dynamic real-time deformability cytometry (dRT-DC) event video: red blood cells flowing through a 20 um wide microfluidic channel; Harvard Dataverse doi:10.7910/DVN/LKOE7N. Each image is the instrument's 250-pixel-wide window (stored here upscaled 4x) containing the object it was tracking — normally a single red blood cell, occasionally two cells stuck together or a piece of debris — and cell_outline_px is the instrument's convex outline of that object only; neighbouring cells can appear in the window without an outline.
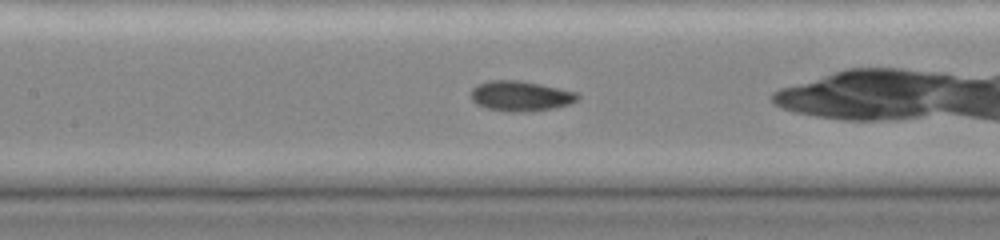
{"species": "common noctule bat (a hibernating species)", "species_latin": "Nyctalus noctula", "temperature_condition": "cold", "stored_images_in_passage": 45, "camera_frame_rate_fps": 3000, "um_per_image_px": 0.085, "animal": {"sex": "female", "body_mass_g": 19.0, "forearm_length_mm": 51.5}, "frame": {"image": 1, "passage_image": 18, "time_ms": 5.667, "image_size_px": [1000, 240], "cell_outline_px": [[580, 96], [576, 100], [568, 104], [552, 108], [524, 112], [512, 112], [488, 108], [476, 104], [472, 100], [472, 88], [476, 84], [488, 80], [520, 80], [540, 84], [576, 92]], "centroid_in_image_um": [44.21, 8.15], "position_along_channel_um": 163.2, "area_um2": 18.61}}
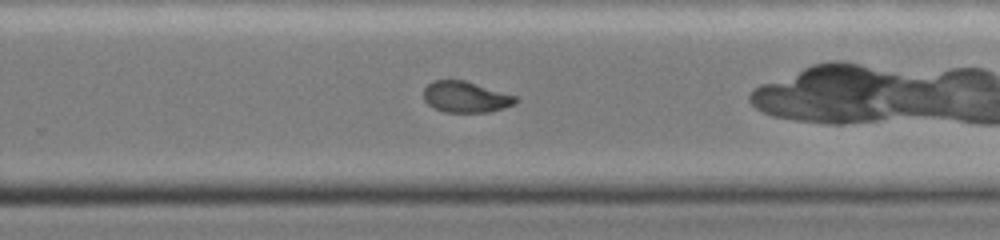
{"frame": {"image": 2, "passage_image": 28, "time_ms": 9.0, "image_size_px": [1000, 240], "cell_outline_px": [[520, 100], [504, 108], [488, 112], [444, 112], [428, 104], [424, 100], [424, 88], [432, 80], [464, 80], [516, 96]], "centroid_in_image_um": [39.57, 8.24], "position_along_channel_um": 290.2, "area_um2": 16.53}}
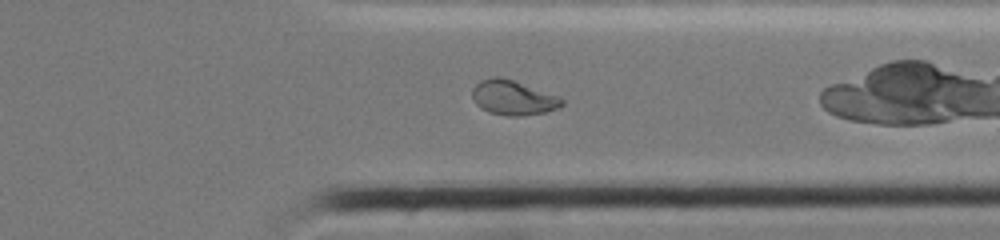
{"frame": {"image": 3, "passage_image": 34, "time_ms": 11.0, "image_size_px": [1000, 240], "cell_outline_px": [[564, 104], [560, 108], [544, 112], [520, 116], [508, 116], [488, 112], [480, 108], [476, 104], [472, 96], [472, 88], [480, 80], [492, 76], [500, 76], [560, 96], [564, 100]], "centroid_in_image_um": [43.61, 8.3], "position_along_channel_um": 367.8, "area_um2": 18.26}, "authors_computed_cell_mechanics": {"area_um2": 18.9584, "velocity_mm_per_s": 3.8374, "shape_relaxation_time_tau1_ms": 8.4631, "shape_relaxation_time_tau2_ms": 1.3312, "deformation_change_tau1": 0.2108, "deformation_change_tau2": 0.0386}}